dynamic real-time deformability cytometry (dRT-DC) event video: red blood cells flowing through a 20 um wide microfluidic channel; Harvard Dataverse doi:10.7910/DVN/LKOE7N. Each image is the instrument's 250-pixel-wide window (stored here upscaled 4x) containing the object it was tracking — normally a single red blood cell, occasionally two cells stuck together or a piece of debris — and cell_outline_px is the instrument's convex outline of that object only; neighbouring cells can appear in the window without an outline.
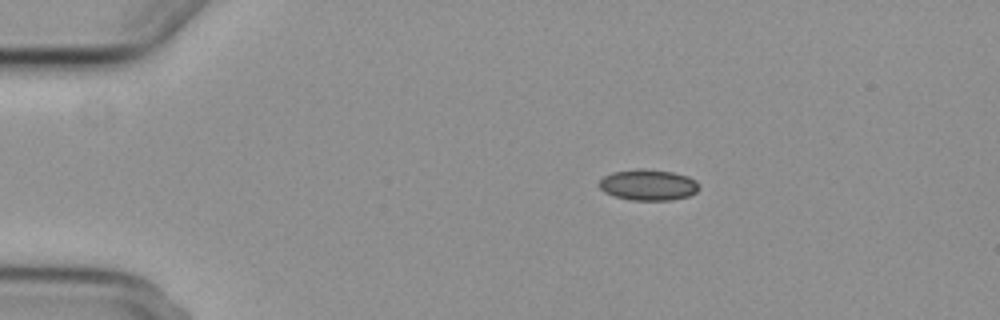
{"species": "common noctule bat (a hibernating species)", "species_latin": "Nyctalus noctula", "temperature_condition": "cold", "stored_images_in_passage": 5, "camera_frame_rate_fps": 3000, "um_per_image_px": 0.085, "animal": {"sex": "female", "body_mass_g": 29.2, "forearm_length_mm": 56.3}, "frame": {"image": 1, "passage_image": 2, "time_ms": 1.333, "image_size_px": [1000, 320], "cell_outline_px": [[700, 188], [696, 192], [688, 196], [672, 200], [632, 200], [616, 196], [604, 192], [600, 188], [600, 180], [604, 176], [612, 172], [636, 168], [644, 168], [672, 172], [688, 176], [696, 180]], "centroid_in_image_um": [55.12, 15.7], "position_along_channel_um": 29.9, "area_um2": 18.09}}
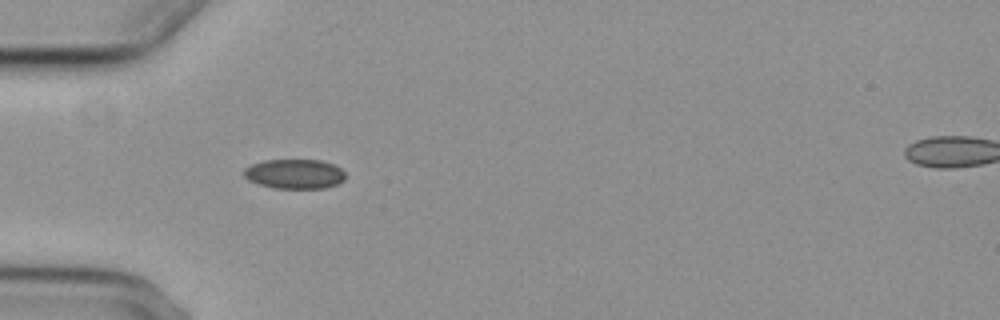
{"frame": {"image": 2, "passage_image": 4, "time_ms": 3.667, "image_size_px": [1000, 320], "cell_outline_px": [[344, 180], [336, 184], [324, 188], [276, 188], [260, 184], [248, 180], [244, 176], [244, 168], [252, 164], [264, 160], [320, 160], [332, 164], [340, 168], [344, 172]], "centroid_in_image_um": [25.03, 14.78], "position_along_channel_um": 60.0, "area_um2": 17.34}}
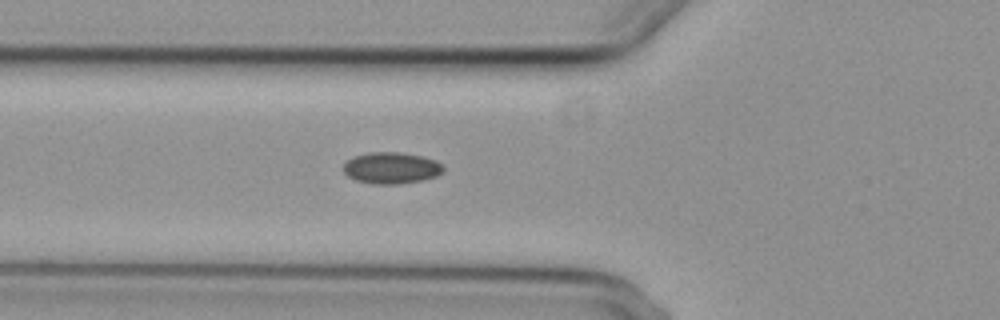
{"frame": {"image": 3, "passage_image": 5, "time_ms": 4.667, "image_size_px": [1000, 320], "cell_outline_px": [[444, 172], [436, 176], [420, 180], [396, 184], [372, 184], [356, 180], [348, 176], [344, 172], [344, 164], [352, 156], [368, 152], [400, 152], [420, 156], [436, 160], [444, 168]], "centroid_in_image_um": [33.24, 14.27], "position_along_channel_um": 92.6, "area_um2": 18.26}}